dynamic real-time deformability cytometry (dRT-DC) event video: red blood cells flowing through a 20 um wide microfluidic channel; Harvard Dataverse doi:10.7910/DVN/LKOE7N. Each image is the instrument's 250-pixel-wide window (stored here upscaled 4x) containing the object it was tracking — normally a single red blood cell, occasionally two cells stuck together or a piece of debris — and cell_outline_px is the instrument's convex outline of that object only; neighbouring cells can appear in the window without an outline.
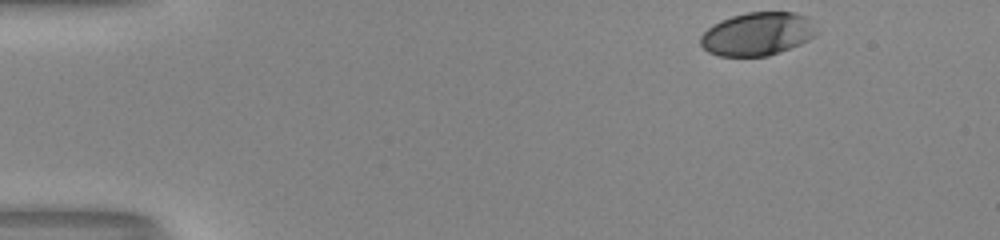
{"species": "human", "species_latin": "Homo sapiens", "temperature_condition": "room temperature", "stored_images_in_passage": 39, "camera_frame_rate_fps": 3000, "um_per_image_px": 0.085, "donor": {"sex": "male"}, "frame": {"image": 1, "passage_image": 1, "time_ms": 0.0, "image_size_px": [1000, 240], "cell_outline_px": [[816, 32], [808, 40], [800, 44], [768, 56], [720, 56], [708, 52], [700, 44], [700, 36], [712, 24], [720, 20], [732, 16], [748, 12], [796, 12], [808, 16]], "centroid_in_image_um": [64.35, 2.88], "position_along_channel_um": 20.7, "area_um2": 29.13}}
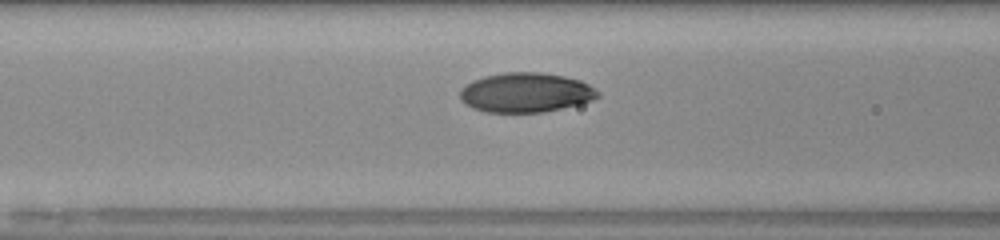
{"frame": {"image": 2, "passage_image": 17, "time_ms": 5.333, "image_size_px": [1000, 240], "cell_outline_px": [[600, 96], [592, 100], [580, 104], [540, 112], [488, 112], [464, 104], [460, 100], [460, 88], [472, 80], [484, 76], [504, 72], [540, 72], [564, 76], [580, 80], [588, 84], [600, 92]], "centroid_in_image_um": [44.68, 7.85], "position_along_channel_um": 121.9, "area_um2": 31.79}}
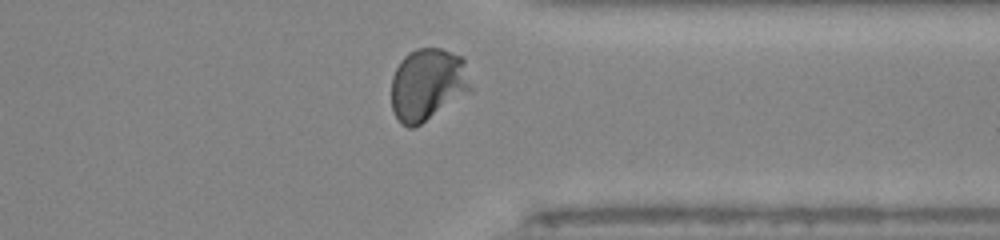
{"frame": {"image": 3, "passage_image": 36, "time_ms": 11.667, "image_size_px": [1000, 240], "cell_outline_px": [[472, 88], [468, 92], [420, 124], [412, 128], [408, 128], [400, 124], [392, 108], [392, 76], [400, 60], [408, 52], [416, 48], [440, 48], [464, 56]], "centroid_in_image_um": [36.34, 7.15], "position_along_channel_um": 375.1, "area_um2": 33.47}, "authors_computed_cell_mechanics": {"area_um2": 31.6744, "velocity_mm_per_s": 4.0376, "shape_relaxation_time_tau1_ms": 3.4499, "shape_relaxation_time_tau2_ms": null, "deformation_change_tau1": 0.1697, "deformation_change_tau2": null}}